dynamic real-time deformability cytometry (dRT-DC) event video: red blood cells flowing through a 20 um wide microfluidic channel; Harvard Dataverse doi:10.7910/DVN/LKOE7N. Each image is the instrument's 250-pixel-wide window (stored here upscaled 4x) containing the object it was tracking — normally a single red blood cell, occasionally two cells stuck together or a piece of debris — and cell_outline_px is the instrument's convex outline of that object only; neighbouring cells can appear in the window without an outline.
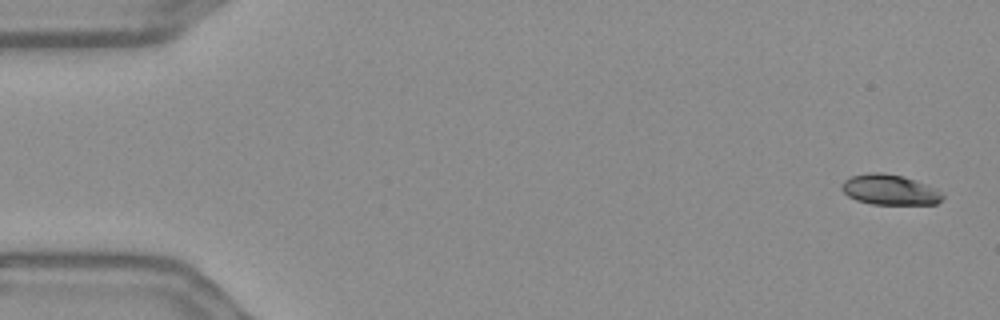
{"species": "Egyptian fruit bat (a non-hibernating species)", "species_latin": "Rousettus aegyptiacus", "temperature_condition": "warm", "stored_images_in_passage": 55, "camera_frame_rate_fps": 3000, "um_per_image_px": 0.085, "frame": {"image": 1, "passage_image": 1, "time_ms": 0.0, "image_size_px": [1000, 320], "cell_outline_px": [[944, 196], [936, 204], [872, 204], [856, 200], [848, 196], [840, 188], [840, 184], [848, 176], [868, 172], [884, 172], [904, 176], [936, 188]], "centroid_in_image_um": [75.57, 16.11], "position_along_channel_um": 9.4, "area_um2": 18.03}}
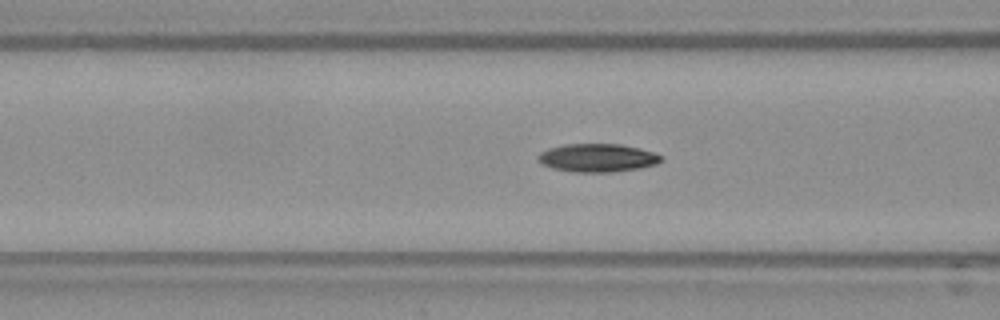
{"frame": {"image": 2, "passage_image": 21, "time_ms": 6.667, "image_size_px": [1000, 320], "cell_outline_px": [[664, 160], [656, 164], [640, 168], [612, 172], [572, 172], [552, 168], [540, 164], [536, 160], [536, 156], [540, 152], [548, 148], [564, 144], [620, 144], [640, 148], [664, 156]], "centroid_in_image_um": [50.76, 13.42], "position_along_channel_um": 115.8, "area_um2": 20.58}}
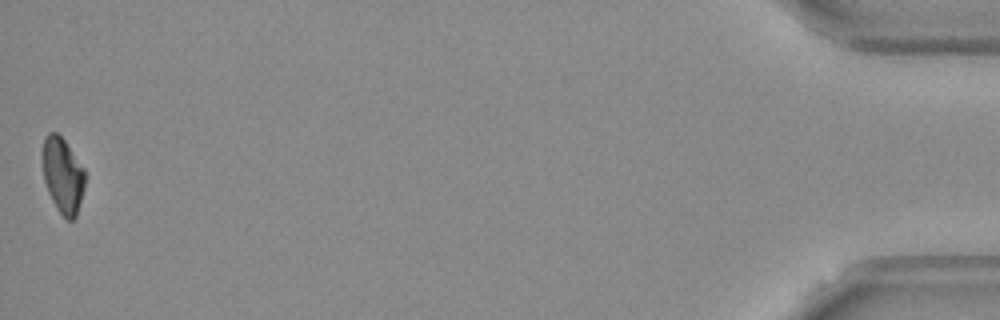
{"frame": {"image": 3, "passage_image": 55, "time_ms": 18.0, "image_size_px": [1000, 320], "cell_outline_px": [[84, 188], [76, 216], [72, 220], [68, 220], [60, 212], [52, 200], [48, 192], [44, 180], [40, 160], [40, 152], [44, 140], [48, 132], [56, 132], [64, 140], [84, 168]], "centroid_in_image_um": [5.29, 14.86], "position_along_channel_um": 429.9, "area_um2": 18.79}, "authors_computed_cell_mechanics": {"area_um2": 19.5364, "velocity_mm_per_s": 3.6254, "shape_relaxation_time_tau1_ms": 4.6102, "shape_relaxation_time_tau2_ms": null, "deformation_change_tau1": 0.1297, "deformation_change_tau2": null}}